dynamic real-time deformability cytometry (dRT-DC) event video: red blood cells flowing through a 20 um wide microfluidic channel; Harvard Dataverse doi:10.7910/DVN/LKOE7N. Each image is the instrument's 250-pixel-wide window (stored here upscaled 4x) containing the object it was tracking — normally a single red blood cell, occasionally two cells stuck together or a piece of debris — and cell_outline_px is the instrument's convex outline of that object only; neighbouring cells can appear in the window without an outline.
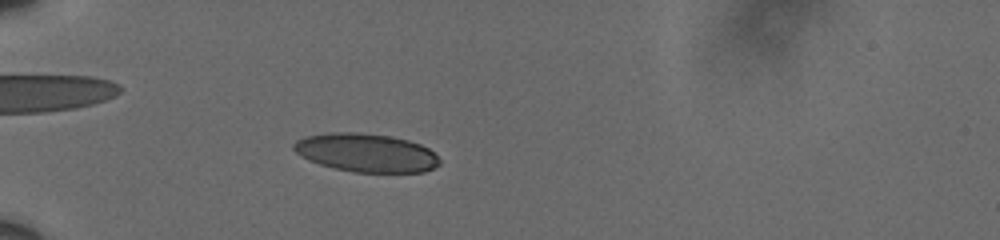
{"species": "human", "species_latin": "Homo sapiens", "temperature_condition": "cold", "stored_images_in_passage": 55, "camera_frame_rate_fps": 3000, "um_per_image_px": 0.085, "donor": {"sex": "male"}, "frame": {"image": 1, "passage_image": 16, "time_ms": 5.0, "image_size_px": [1000, 240], "cell_outline_px": [[440, 164], [424, 172], [352, 172], [320, 164], [308, 160], [296, 152], [292, 148], [292, 144], [296, 140], [304, 136], [328, 132], [356, 132], [388, 136], [408, 140], [420, 144], [428, 148], [440, 160]], "centroid_in_image_um": [31.09, 12.97], "position_along_channel_um": 53.9, "area_um2": 32.6}}
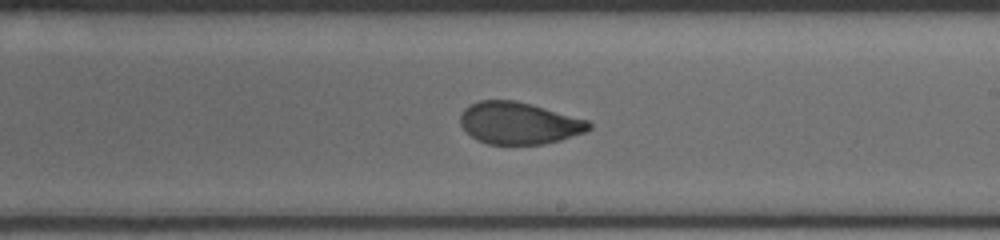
{"frame": {"image": 2, "passage_image": 34, "time_ms": 11.0, "image_size_px": [1000, 240], "cell_outline_px": [[592, 128], [584, 132], [560, 140], [544, 144], [488, 144], [476, 140], [460, 124], [460, 116], [464, 108], [480, 100], [516, 100], [532, 104], [588, 120], [592, 124]], "centroid_in_image_um": [44.11, 10.46], "position_along_channel_um": 244.9, "area_um2": 31.44}}
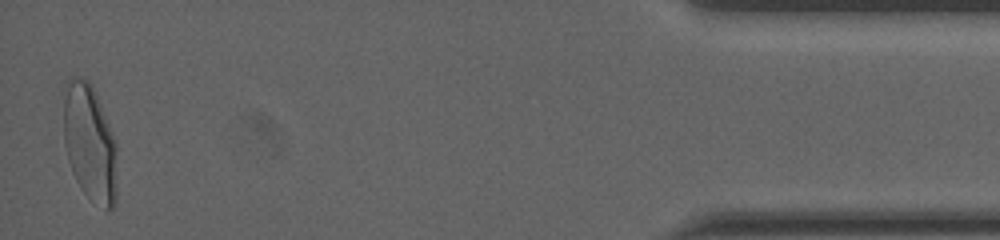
{"frame": {"image": 3, "passage_image": 55, "time_ms": 18.0, "image_size_px": [1000, 240], "cell_outline_px": [[116, 204], [112, 208], [104, 208], [88, 196], [80, 188], [72, 172], [68, 160], [64, 144], [64, 100], [68, 80], [72, 76], [88, 80], [92, 84], [116, 144]], "centroid_in_image_um": [7.62, 12.16], "position_along_channel_um": 427.6, "area_um2": 36.01}, "authors_computed_cell_mechanics": {"area_um2": 32.5414, "velocity_mm_per_s": 3.6181, "shape_relaxation_time_tau1_ms": 6.9208, "shape_relaxation_time_tau2_ms": 0.9176, "deformation_change_tau1": 0.182, "deformation_change_tau2": 0.0658}}